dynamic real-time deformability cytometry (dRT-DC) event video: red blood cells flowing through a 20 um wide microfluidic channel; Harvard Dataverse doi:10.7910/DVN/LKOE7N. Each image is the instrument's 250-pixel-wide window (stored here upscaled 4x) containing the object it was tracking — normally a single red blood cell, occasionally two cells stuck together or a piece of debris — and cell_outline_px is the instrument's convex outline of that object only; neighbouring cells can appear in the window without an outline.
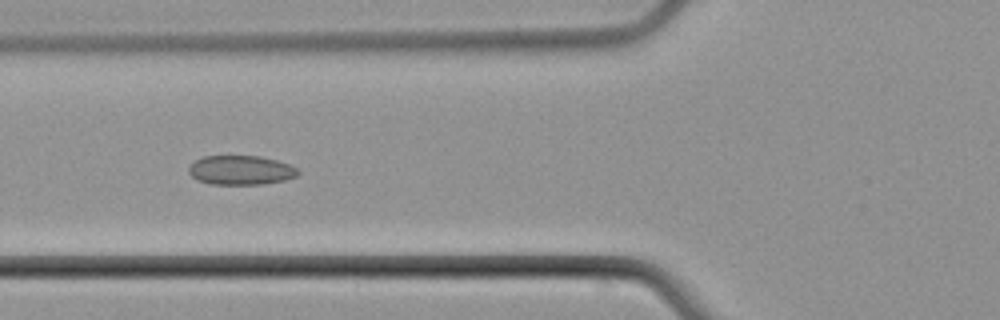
{"species": "common noctule bat (a hibernating species)", "species_latin": "Nyctalus noctula", "temperature_condition": "cold", "stored_images_in_passage": 7, "camera_frame_rate_fps": 3000, "um_per_image_px": 0.085, "animal": {"sex": "male", "body_mass_g": 21.5, "forearm_length_mm": 52.0}, "frame": {"image": 1, "passage_image": 5, "time_ms": 5.0, "image_size_px": [1000, 320], "cell_outline_px": [[300, 172], [296, 176], [284, 180], [264, 184], [212, 184], [196, 180], [188, 172], [188, 168], [196, 160], [204, 156], [260, 156], [276, 160], [288, 164], [296, 168]], "centroid_in_image_um": [20.46, 14.46], "position_along_channel_um": 105.3, "area_um2": 18.55}}
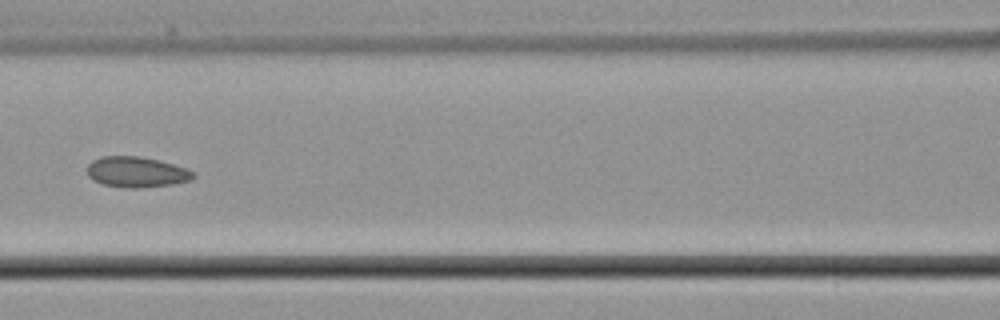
{"frame": {"image": 2, "passage_image": 6, "time_ms": 6.333, "image_size_px": [1000, 320], "cell_outline_px": [[196, 176], [192, 180], [172, 184], [136, 188], [124, 188], [104, 184], [88, 176], [88, 164], [92, 160], [100, 156], [136, 156], [156, 160], [172, 164], [196, 172]], "centroid_in_image_um": [11.61, 14.62], "position_along_channel_um": 155.0, "area_um2": 18.73}}
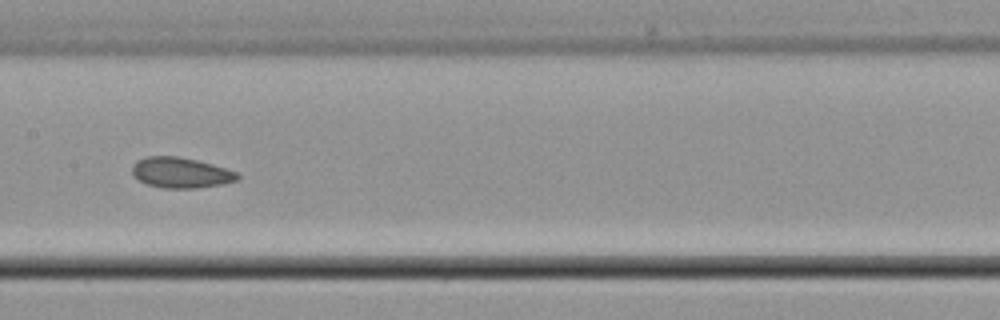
{"frame": {"image": 3, "passage_image": 7, "time_ms": 7.333, "image_size_px": [1000, 320], "cell_outline_px": [[240, 176], [236, 180], [224, 184], [196, 188], [160, 188], [148, 184], [140, 180], [132, 172], [132, 164], [136, 160], [144, 156], [180, 156], [212, 164], [236, 172]], "centroid_in_image_um": [15.34, 14.67], "position_along_channel_um": 192.1, "area_um2": 18.73}}